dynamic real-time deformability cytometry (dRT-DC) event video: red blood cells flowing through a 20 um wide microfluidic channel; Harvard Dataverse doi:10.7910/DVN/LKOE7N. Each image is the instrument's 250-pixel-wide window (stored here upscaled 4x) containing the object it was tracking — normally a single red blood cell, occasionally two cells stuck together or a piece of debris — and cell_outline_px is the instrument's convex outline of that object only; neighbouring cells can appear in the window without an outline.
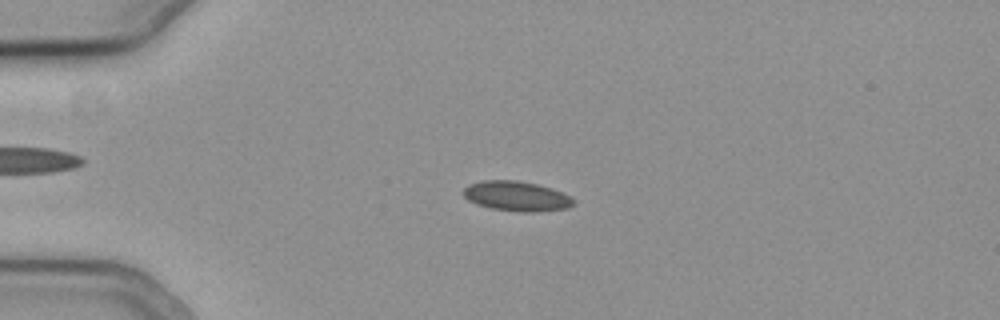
{"species": "common noctule bat (a hibernating species)", "species_latin": "Nyctalus noctula", "temperature_condition": "cold", "stored_images_in_passage": 57, "camera_frame_rate_fps": 3000, "um_per_image_px": 0.085, "animal": {"sex": "female", "body_mass_g": 19.3, "forearm_length_mm": 54.1}, "frame": {"image": 1, "passage_image": 15, "time_ms": 4.667, "image_size_px": [1000, 320], "cell_outline_px": [[576, 204], [568, 208], [536, 212], [520, 212], [492, 208], [476, 204], [468, 200], [464, 196], [464, 188], [468, 184], [480, 180], [516, 180], [536, 184], [552, 188], [572, 196], [576, 200]], "centroid_in_image_um": [43.95, 16.67], "position_along_channel_um": 41.1, "area_um2": 19.42}}
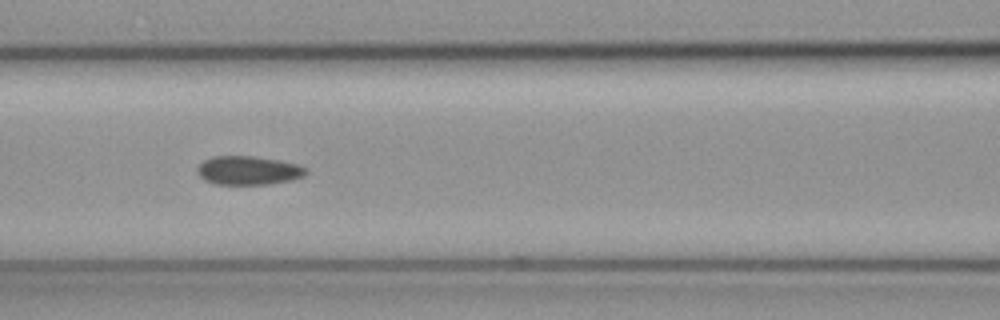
{"frame": {"image": 2, "passage_image": 26, "time_ms": 8.333, "image_size_px": [1000, 320], "cell_outline_px": [[308, 172], [304, 176], [292, 180], [268, 184], [216, 184], [204, 180], [196, 172], [196, 168], [204, 160], [212, 156], [252, 156], [276, 160], [296, 164], [308, 168]], "centroid_in_image_um": [21.1, 14.49], "position_along_channel_um": 145.5, "area_um2": 18.21}}
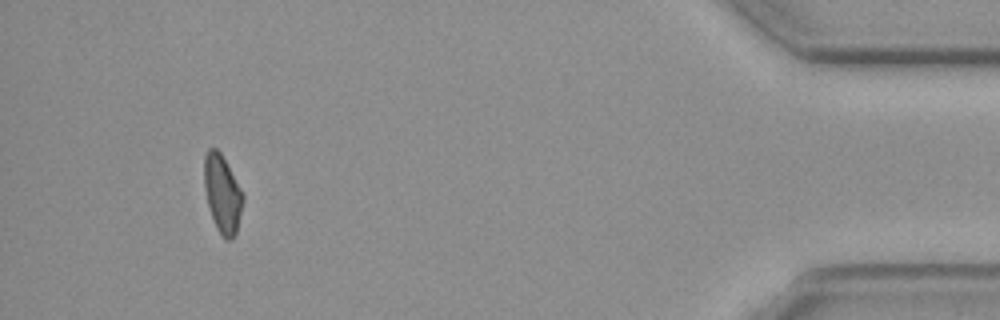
{"frame": {"image": 3, "passage_image": 53, "time_ms": 17.333, "image_size_px": [1000, 320], "cell_outline_px": [[244, 200], [236, 232], [232, 240], [224, 240], [220, 236], [216, 228], [208, 204], [204, 184], [204, 156], [208, 148], [216, 148], [220, 152], [240, 188], [244, 196]], "centroid_in_image_um": [18.9, 16.51], "position_along_channel_um": 416.3, "area_um2": 17.46}, "authors_computed_cell_mechanics": {"area_um2": 18.4382, "velocity_mm_per_s": 3.7639, "shape_relaxation_time_tau1_ms": null, "shape_relaxation_time_tau2_ms": 4.4344, "deformation_change_tau1": null, "deformation_change_tau2": 0.0869}}